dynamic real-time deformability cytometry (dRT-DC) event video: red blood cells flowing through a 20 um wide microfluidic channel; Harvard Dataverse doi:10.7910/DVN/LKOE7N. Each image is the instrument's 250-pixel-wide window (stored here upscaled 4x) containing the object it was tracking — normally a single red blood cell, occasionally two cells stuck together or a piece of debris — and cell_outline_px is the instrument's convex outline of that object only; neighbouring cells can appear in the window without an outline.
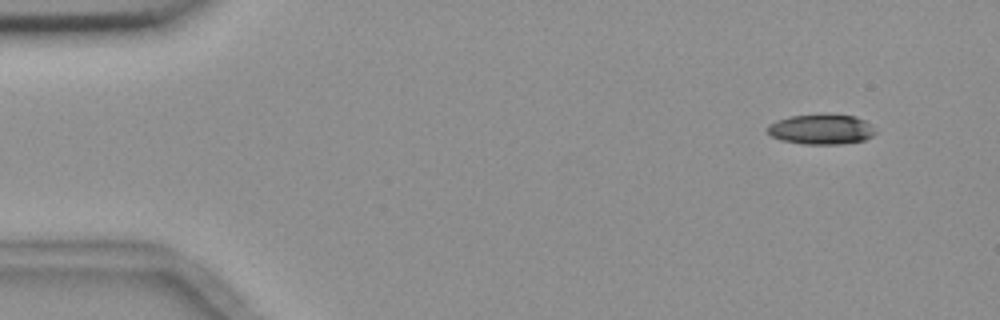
{"species": "common noctule bat (a hibernating species)", "species_latin": "Nyctalus noctula", "temperature_condition": "room temperature", "stored_images_in_passage": 5, "segment_of_instrument_passage": [2, 2], "camera_frame_rate_fps": 3000, "um_per_image_px": 0.085, "animal": {"sex": "female", "body_mass_g": 18.4}, "frame": {"image": 1, "passage_image": 5, "time_ms": 4.667, "image_size_px": [1000, 320], "cell_outline_px": [[876, 132], [872, 136], [864, 140], [844, 144], [804, 144], [780, 140], [772, 136], [764, 128], [768, 124], [776, 120], [792, 116], [824, 112], [856, 116], [872, 124]], "centroid_in_image_um": [69.81, 10.96], "position_along_channel_um": 15.2, "area_um2": 19.59}}